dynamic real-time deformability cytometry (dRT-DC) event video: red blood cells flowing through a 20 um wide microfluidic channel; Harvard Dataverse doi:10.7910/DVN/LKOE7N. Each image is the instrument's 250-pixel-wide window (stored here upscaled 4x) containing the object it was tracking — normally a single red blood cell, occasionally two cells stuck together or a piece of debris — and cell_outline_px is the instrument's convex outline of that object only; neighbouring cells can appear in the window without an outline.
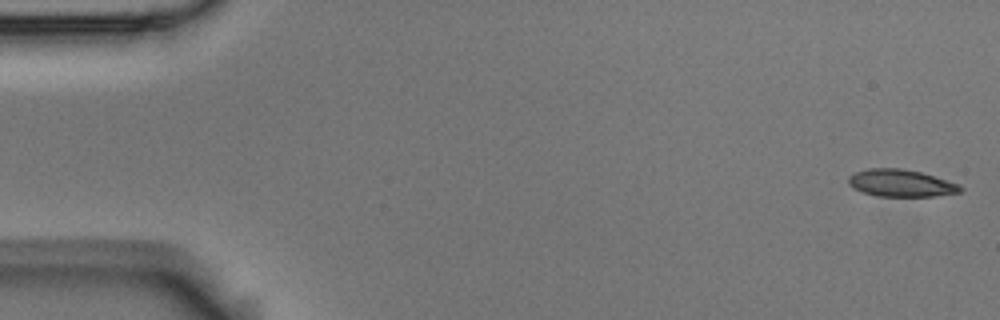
{"species": "Egyptian fruit bat (a non-hibernating species)", "species_latin": "Rousettus aegyptiacus", "temperature_condition": "room temperature", "stored_images_in_passage": 54, "camera_frame_rate_fps": 3000, "um_per_image_px": 0.085, "animal": {"sex": "male"}, "frame": {"image": 1, "passage_image": 1, "time_ms": 0.0, "image_size_px": [1000, 320], "cell_outline_px": [[964, 188], [960, 192], [932, 196], [876, 196], [864, 192], [848, 184], [848, 176], [856, 172], [868, 168], [900, 168], [920, 172], [960, 184]], "centroid_in_image_um": [76.58, 15.56], "position_along_channel_um": 8.4, "area_um2": 17.57}}
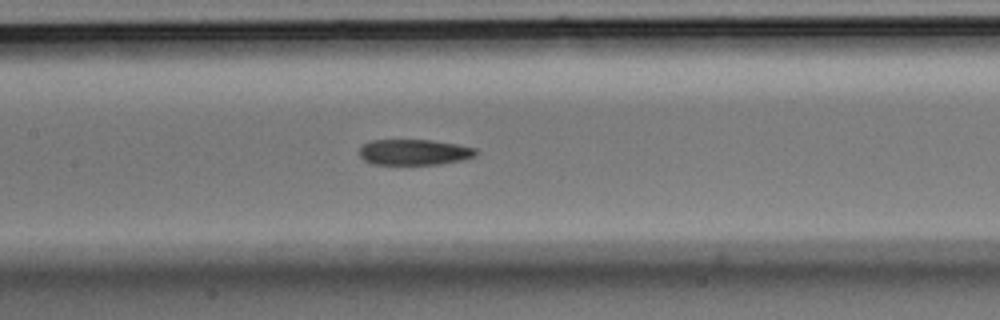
{"frame": {"image": 2, "passage_image": 25, "time_ms": 8.0, "image_size_px": [1000, 320], "cell_outline_px": [[480, 152], [476, 156], [464, 160], [440, 164], [372, 164], [364, 160], [360, 156], [360, 148], [364, 144], [372, 140], [432, 140], [456, 144], [476, 148]], "centroid_in_image_um": [35.26, 12.93], "position_along_channel_um": 172.1, "area_um2": 17.57}}
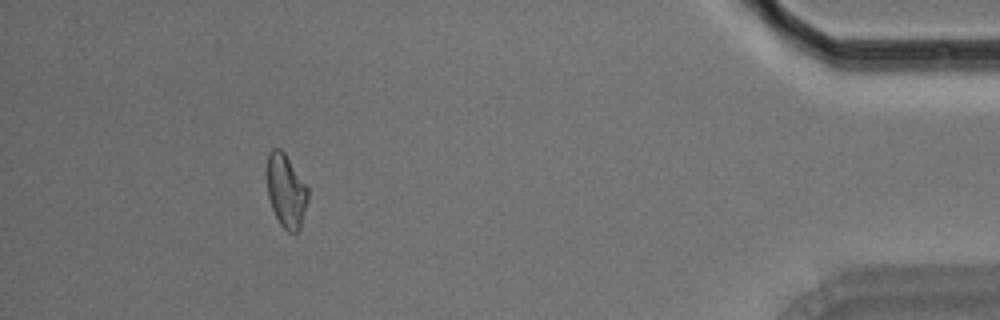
{"frame": {"image": 3, "passage_image": 49, "time_ms": 16.0, "image_size_px": [1000, 320], "cell_outline_px": [[308, 200], [300, 228], [296, 232], [288, 232], [280, 224], [272, 208], [268, 196], [268, 152], [272, 148], [280, 148], [284, 152], [308, 188]], "centroid_in_image_um": [24.33, 16.23], "position_along_channel_um": 410.9, "area_um2": 17.22}, "authors_computed_cell_mechanics": {"area_um2": 18.2359, "velocity_mm_per_s": 3.7131, "shape_relaxation_time_tau1_ms": 9.1325, "shape_relaxation_time_tau2_ms": null, "deformation_change_tau1": 0.1907, "deformation_change_tau2": null}}